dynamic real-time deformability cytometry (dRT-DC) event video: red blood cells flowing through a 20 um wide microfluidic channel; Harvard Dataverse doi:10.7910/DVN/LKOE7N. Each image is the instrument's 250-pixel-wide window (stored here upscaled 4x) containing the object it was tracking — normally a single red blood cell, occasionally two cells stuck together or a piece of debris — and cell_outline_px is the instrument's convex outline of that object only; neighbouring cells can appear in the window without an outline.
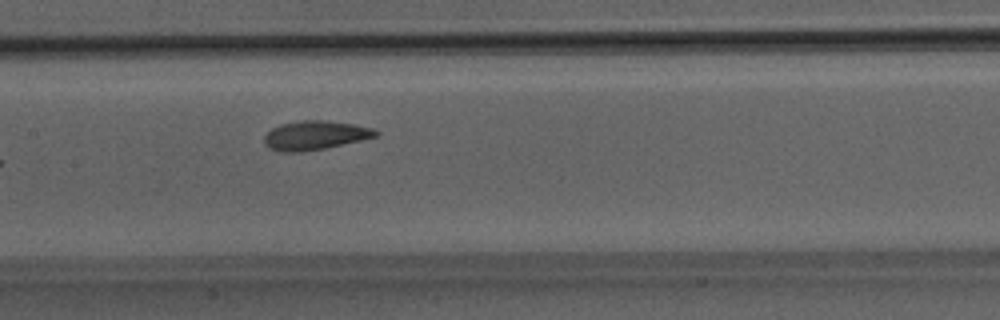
{"species": "Egyptian fruit bat (a non-hibernating species)", "species_latin": "Rousettus aegyptiacus", "temperature_condition": "room temperature", "stored_images_in_passage": 7, "camera_frame_rate_fps": 3000, "um_per_image_px": 0.085, "animal": {"sex": "male"}, "frame": {"image": 1, "passage_image": 7, "time_ms": 2.0, "image_size_px": [1000, 320], "cell_outline_px": [[380, 132], [376, 136], [360, 140], [324, 148], [300, 152], [280, 152], [268, 148], [264, 144], [264, 136], [272, 128], [280, 124], [300, 120], [324, 120], [352, 124], [372, 128]], "centroid_in_image_um": [26.72, 11.5], "position_along_channel_um": 180.7, "area_um2": 18.73}}